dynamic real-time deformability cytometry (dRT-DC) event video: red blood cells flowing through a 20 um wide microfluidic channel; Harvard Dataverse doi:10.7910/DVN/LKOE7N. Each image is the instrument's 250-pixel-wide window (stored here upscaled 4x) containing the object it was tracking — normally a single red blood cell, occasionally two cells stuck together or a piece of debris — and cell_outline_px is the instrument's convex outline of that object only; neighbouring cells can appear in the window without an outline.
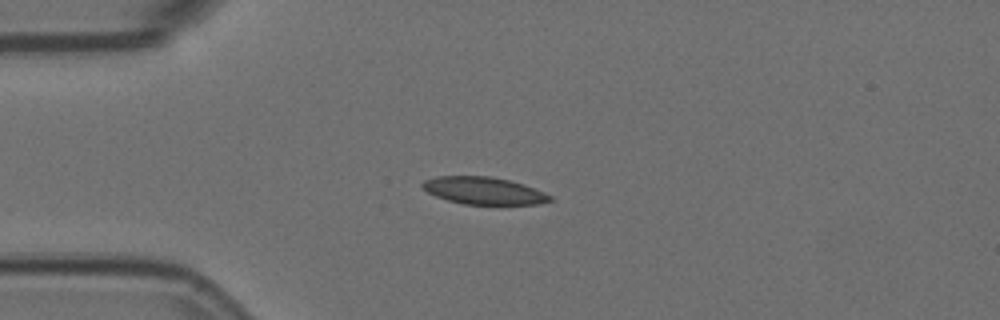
{"species": "Egyptian fruit bat (a non-hibernating species)", "species_latin": "Rousettus aegyptiacus", "temperature_condition": "room temperature", "stored_images_in_passage": 44, "camera_frame_rate_fps": 3000, "um_per_image_px": 0.085, "animal": {"sex": "female"}, "frame": {"image": 1, "passage_image": 1, "time_ms": 0.0, "image_size_px": [1000, 320], "cell_outline_px": [[552, 200], [536, 204], [464, 204], [448, 200], [436, 196], [428, 192], [420, 184], [424, 180], [436, 176], [488, 176], [508, 180], [544, 192], [552, 196]], "centroid_in_image_um": [41.07, 16.2], "position_along_channel_um": 43.9, "area_um2": 19.94}}
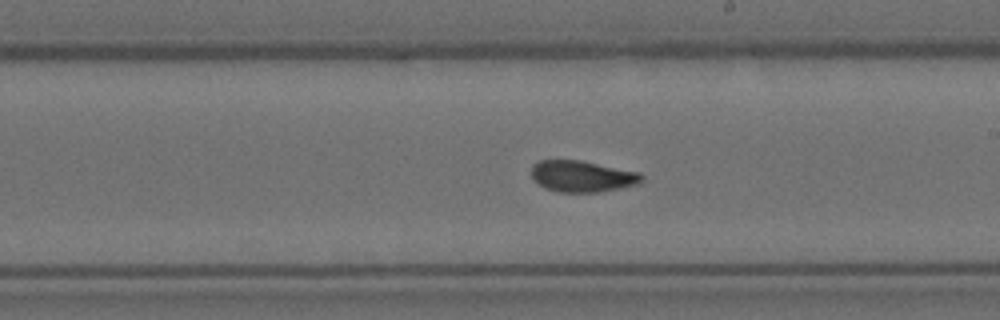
{"frame": {"image": 2, "passage_image": 19, "time_ms": 6.0, "image_size_px": [1000, 320], "cell_outline_px": [[644, 180], [640, 184], [620, 188], [596, 192], [560, 192], [544, 188], [532, 176], [532, 164], [540, 160], [580, 160], [640, 172], [644, 176]], "centroid_in_image_um": [49.53, 14.98], "position_along_channel_um": 239.5, "area_um2": 20.17}}
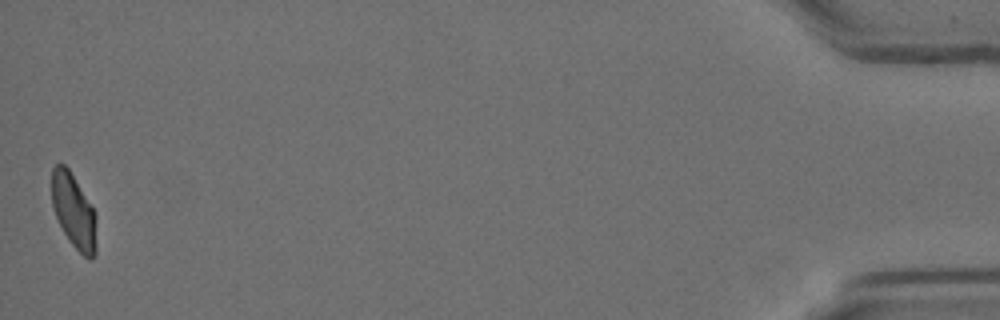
{"frame": {"image": 3, "passage_image": 43, "time_ms": 14.0, "image_size_px": [1000, 320], "cell_outline_px": [[96, 256], [92, 260], [88, 260], [68, 240], [56, 216], [52, 204], [52, 168], [56, 164], [64, 164], [68, 168], [92, 208], [96, 216]], "centroid_in_image_um": [6.28, 18.0], "position_along_channel_um": 428.9, "area_um2": 19.13}}